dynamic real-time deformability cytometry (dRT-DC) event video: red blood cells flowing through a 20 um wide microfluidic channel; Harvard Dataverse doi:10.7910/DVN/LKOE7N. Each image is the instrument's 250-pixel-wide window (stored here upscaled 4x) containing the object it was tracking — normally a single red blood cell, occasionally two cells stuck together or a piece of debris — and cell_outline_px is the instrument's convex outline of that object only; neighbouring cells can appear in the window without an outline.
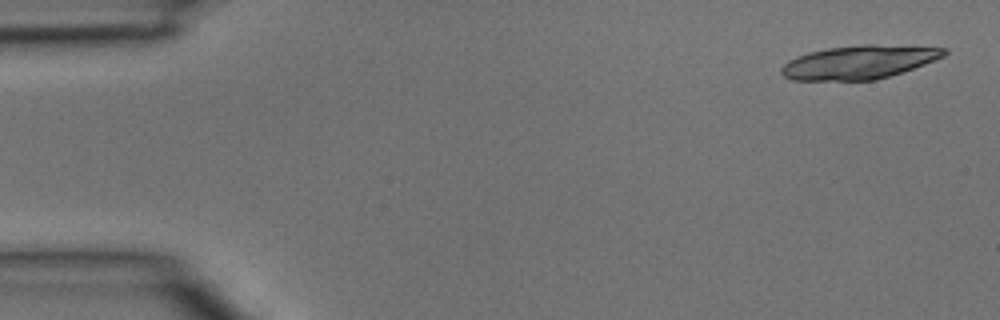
{"species": "common noctule bat (a hibernating species)", "species_latin": "Nyctalus noctula", "temperature_condition": "room temperature", "stored_images_in_passage": 4, "camera_frame_rate_fps": 3000, "um_per_image_px": 0.085, "animal": {"sex": "male", "body_mass_g": 15.6}, "frame": {"image": 1, "passage_image": 1, "time_ms": 0.0, "image_size_px": [1000, 320], "cell_outline_px": [[948, 52], [944, 56], [936, 60], [876, 80], [792, 80], [784, 76], [780, 72], [780, 68], [788, 60], [796, 56], [808, 52], [828, 48], [860, 44], [872, 44], [948, 48]], "centroid_in_image_um": [72.99, 5.27], "position_along_channel_um": 12.0, "area_um2": 31.79}}